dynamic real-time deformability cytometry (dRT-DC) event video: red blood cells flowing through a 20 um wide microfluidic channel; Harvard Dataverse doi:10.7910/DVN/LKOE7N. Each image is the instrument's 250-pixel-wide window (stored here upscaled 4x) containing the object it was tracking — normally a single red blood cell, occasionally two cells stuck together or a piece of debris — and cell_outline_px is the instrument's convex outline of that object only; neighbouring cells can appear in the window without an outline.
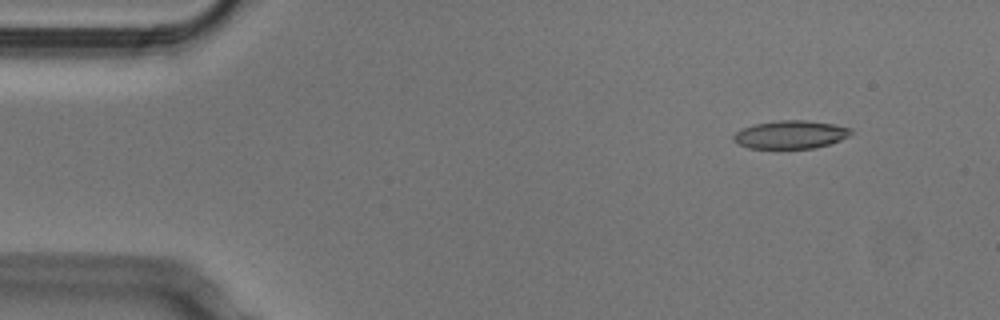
{"species": "Egyptian fruit bat (a non-hibernating species)", "species_latin": "Rousettus aegyptiacus", "temperature_condition": "cold", "stored_images_in_passage": 12, "camera_frame_rate_fps": 3000, "um_per_image_px": 0.085, "animal": {"sex": "male"}, "frame": {"image": 1, "passage_image": 3, "time_ms": 0.667, "image_size_px": [1000, 320], "cell_outline_px": [[852, 132], [848, 136], [840, 140], [816, 148], [748, 148], [736, 144], [732, 140], [732, 136], [736, 132], [744, 128], [756, 124], [780, 120], [804, 120], [832, 124], [852, 128]], "centroid_in_image_um": [67.17, 11.45], "position_along_channel_um": 17.8, "area_um2": 19.13}}